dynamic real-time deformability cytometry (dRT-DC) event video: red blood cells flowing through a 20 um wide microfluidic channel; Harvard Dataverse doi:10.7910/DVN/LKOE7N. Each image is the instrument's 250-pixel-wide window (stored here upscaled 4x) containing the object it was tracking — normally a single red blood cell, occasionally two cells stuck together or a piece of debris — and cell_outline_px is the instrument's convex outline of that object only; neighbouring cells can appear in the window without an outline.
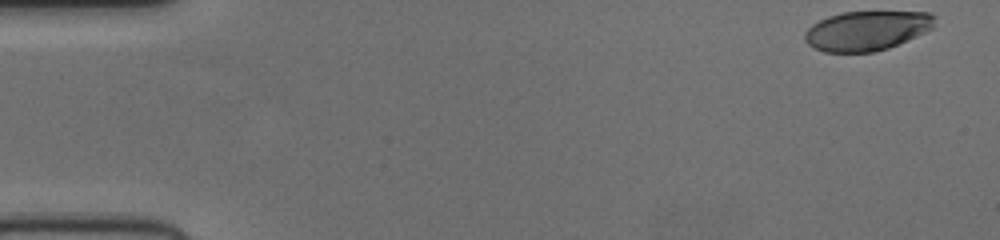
{"species": "human", "species_latin": "Homo sapiens", "temperature_condition": "cold", "stored_images_in_passage": 51, "camera_frame_rate_fps": 3000, "um_per_image_px": 0.085, "donor": {"sex": "female"}, "frame": {"image": 1, "passage_image": 1, "time_ms": 0.0, "image_size_px": [1000, 240], "cell_outline_px": [[936, 16], [932, 28], [916, 36], [888, 48], [872, 52], [824, 52], [808, 44], [804, 40], [804, 32], [812, 24], [828, 16], [840, 12], [928, 12]], "centroid_in_image_um": [73.65, 2.6], "position_along_channel_um": 11.4, "area_um2": 29.82}}
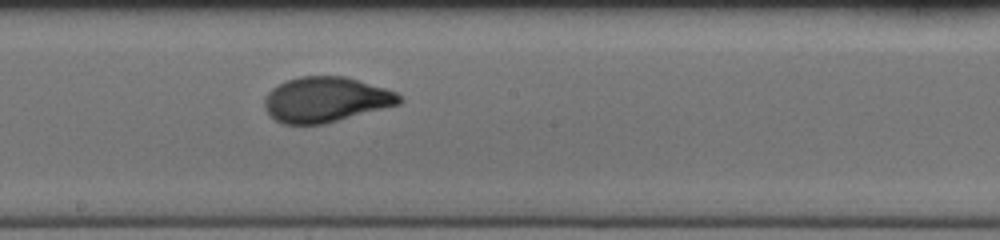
{"frame": {"image": 2, "passage_image": 28, "time_ms": 9.0, "image_size_px": [1000, 240], "cell_outline_px": [[404, 100], [400, 104], [324, 124], [284, 124], [276, 120], [264, 108], [264, 100], [268, 92], [272, 88], [288, 80], [300, 76], [344, 76], [384, 88], [396, 92]], "centroid_in_image_um": [27.69, 8.47], "position_along_channel_um": 220.5, "area_um2": 35.26}}
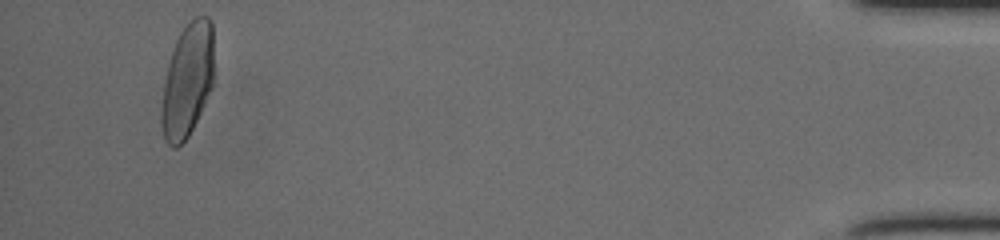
{"frame": {"image": 3, "passage_image": 49, "time_ms": 16.0, "image_size_px": [1000, 240], "cell_outline_px": [[212, 84], [204, 104], [188, 136], [176, 148], [172, 148], [164, 140], [160, 120], [160, 116], [164, 84], [168, 64], [172, 48], [180, 32], [196, 16], [208, 16], [212, 20]], "centroid_in_image_um": [15.9, 6.83], "position_along_channel_um": 419.3, "area_um2": 34.33}}